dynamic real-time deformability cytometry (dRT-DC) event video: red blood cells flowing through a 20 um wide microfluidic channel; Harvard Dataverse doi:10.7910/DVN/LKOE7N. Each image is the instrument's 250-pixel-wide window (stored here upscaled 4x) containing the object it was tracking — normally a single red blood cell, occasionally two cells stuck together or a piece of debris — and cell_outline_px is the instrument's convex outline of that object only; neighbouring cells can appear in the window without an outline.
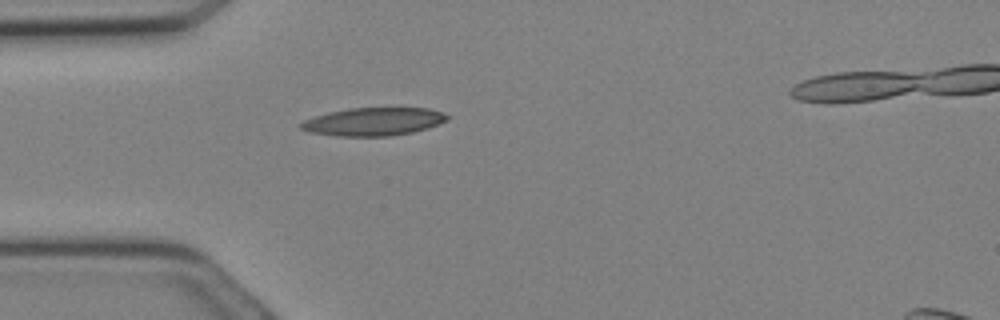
{"species": "Egyptian fruit bat (a non-hibernating species)", "species_latin": "Rousettus aegyptiacus", "temperature_condition": "cold", "stored_images_in_passage": 7, "camera_frame_rate_fps": 3000, "um_per_image_px": 0.085, "animal": {"sex": "female"}, "frame": {"image": 1, "passage_image": 1, "time_ms": 0.0, "image_size_px": [1000, 320], "cell_outline_px": [[448, 120], [428, 128], [412, 132], [388, 136], [336, 136], [308, 132], [300, 128], [300, 124], [304, 120], [328, 112], [348, 108], [428, 108], [444, 112], [448, 116]], "centroid_in_image_um": [31.75, 10.34], "position_along_channel_um": 53.3, "area_um2": 23.93}}
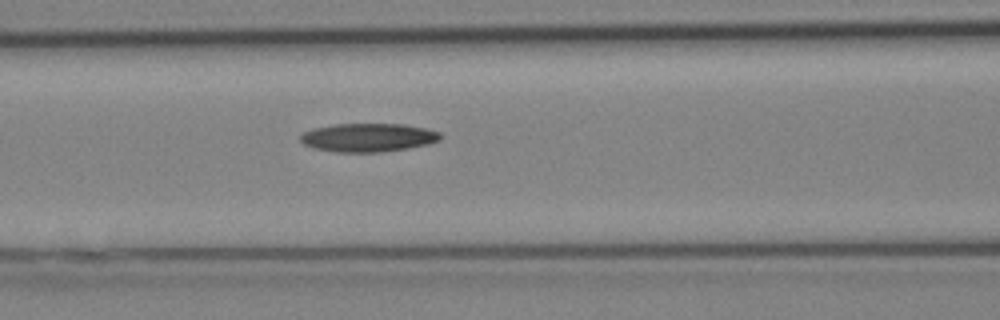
{"frame": {"image": 2, "passage_image": 5, "time_ms": 1.333, "image_size_px": [1000, 320], "cell_outline_px": [[440, 140], [428, 144], [408, 148], [380, 152], [336, 152], [312, 148], [304, 144], [300, 140], [300, 136], [304, 132], [312, 128], [336, 124], [404, 124], [424, 128], [440, 132]], "centroid_in_image_um": [31.27, 11.69], "position_along_channel_um": 135.3, "area_um2": 23.24}}
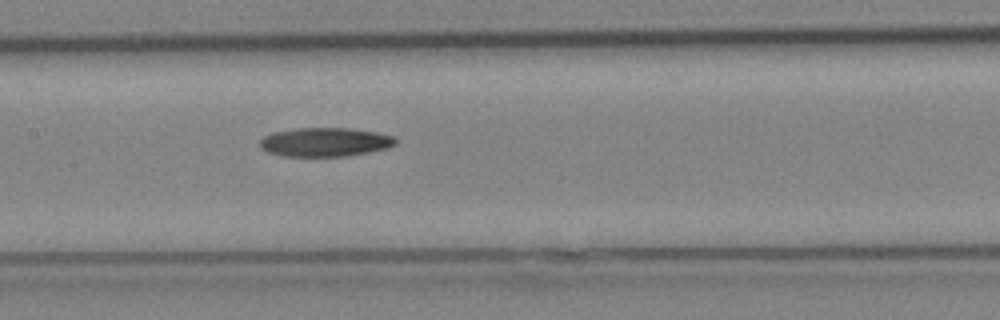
{"frame": {"image": 3, "passage_image": 7, "time_ms": 2.0, "image_size_px": [1000, 320], "cell_outline_px": [[396, 144], [388, 148], [348, 156], [284, 156], [268, 152], [260, 148], [260, 140], [264, 136], [276, 132], [300, 128], [348, 128], [376, 132], [396, 136]], "centroid_in_image_um": [27.66, 12.08], "position_along_channel_um": 179.7, "area_um2": 22.77}}